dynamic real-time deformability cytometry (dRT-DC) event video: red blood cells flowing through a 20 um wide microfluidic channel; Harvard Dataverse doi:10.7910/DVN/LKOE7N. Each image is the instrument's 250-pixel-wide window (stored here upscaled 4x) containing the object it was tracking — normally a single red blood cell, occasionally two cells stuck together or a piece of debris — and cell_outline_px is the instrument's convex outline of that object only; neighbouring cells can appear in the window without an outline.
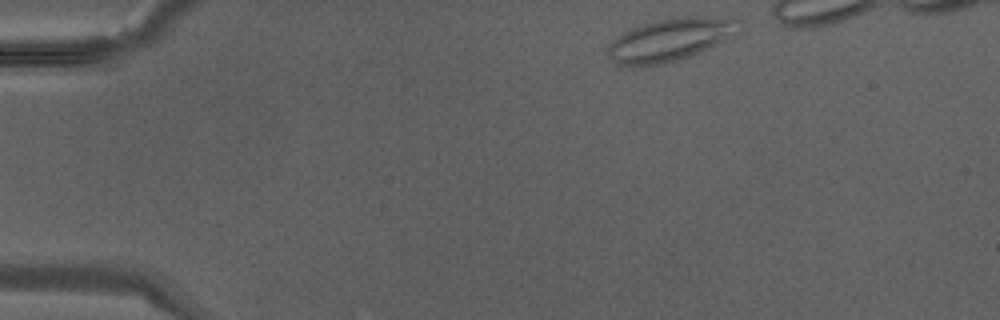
{"species": "Egyptian fruit bat (a non-hibernating species)", "species_latin": "Rousettus aegyptiacus", "temperature_condition": "warm", "stored_images_in_passage": 30, "camera_frame_rate_fps": 3000, "um_per_image_px": 0.085, "animal": {"sex": "male"}, "frame": {"image": 1, "passage_image": 1, "time_ms": 0.0, "image_size_px": [1000, 320], "cell_outline_px": [[740, 20], [728, 40], [692, 56], [676, 60], [656, 64], [616, 64], [608, 56], [608, 48], [616, 36], [632, 28], [656, 20], [672, 16], [700, 16]], "centroid_in_image_um": [56.95, 3.35], "position_along_channel_um": 28.1, "area_um2": 31.91}}
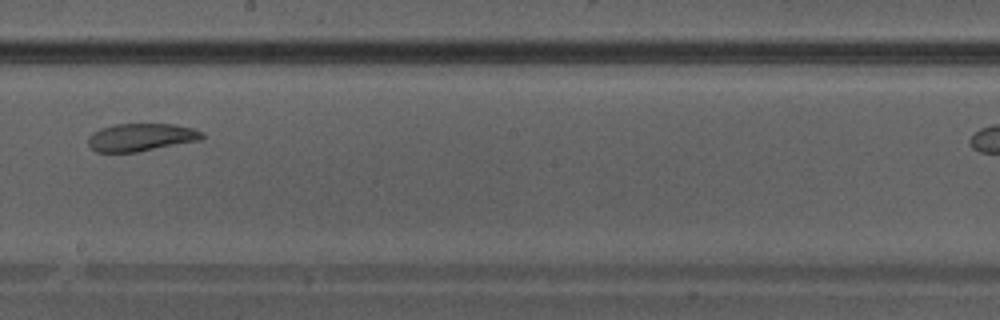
{"frame": {"image": 2, "passage_image": 18, "time_ms": 5.667, "image_size_px": [1000, 320], "cell_outline_px": [[204, 136], [200, 140], [136, 152], [96, 152], [88, 144], [88, 136], [92, 132], [100, 128], [116, 124], [176, 124], [192, 128], [204, 132]], "centroid_in_image_um": [11.98, 11.66], "position_along_channel_um": 236.2, "area_um2": 18.44}}